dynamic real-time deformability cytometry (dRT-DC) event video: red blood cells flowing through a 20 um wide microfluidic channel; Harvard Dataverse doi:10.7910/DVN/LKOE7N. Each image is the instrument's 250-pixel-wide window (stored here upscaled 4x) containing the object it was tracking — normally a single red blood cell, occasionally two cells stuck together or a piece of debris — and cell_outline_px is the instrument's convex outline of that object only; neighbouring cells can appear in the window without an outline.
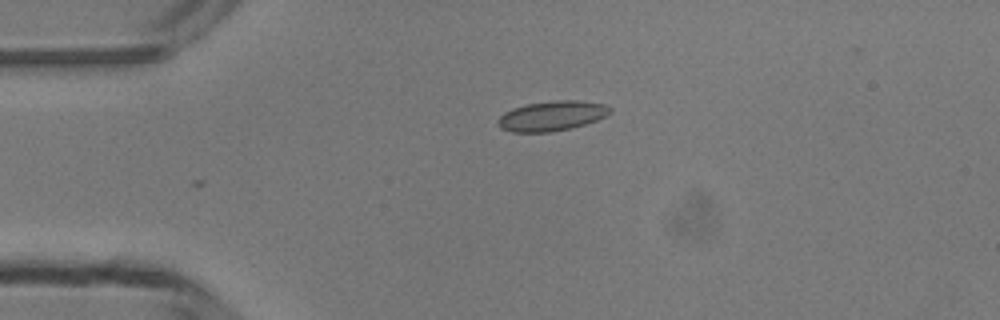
{"species": "common noctule bat (a hibernating species)", "species_latin": "Nyctalus noctula", "temperature_condition": "room temperature", "stored_images_in_passage": 5, "camera_frame_rate_fps": 3000, "um_per_image_px": 0.085, "animal": {"sex": "male", "body_mass_g": 13.3}, "frame": {"image": 1, "passage_image": 5, "time_ms": 1.333, "image_size_px": [1000, 320], "cell_outline_px": [[612, 112], [596, 120], [584, 124], [568, 128], [548, 132], [512, 132], [500, 128], [496, 124], [496, 120], [504, 112], [512, 108], [528, 104], [556, 100], [576, 100], [604, 104], [612, 108]], "centroid_in_image_um": [46.86, 9.85], "position_along_channel_um": 38.1, "area_um2": 19.42}}